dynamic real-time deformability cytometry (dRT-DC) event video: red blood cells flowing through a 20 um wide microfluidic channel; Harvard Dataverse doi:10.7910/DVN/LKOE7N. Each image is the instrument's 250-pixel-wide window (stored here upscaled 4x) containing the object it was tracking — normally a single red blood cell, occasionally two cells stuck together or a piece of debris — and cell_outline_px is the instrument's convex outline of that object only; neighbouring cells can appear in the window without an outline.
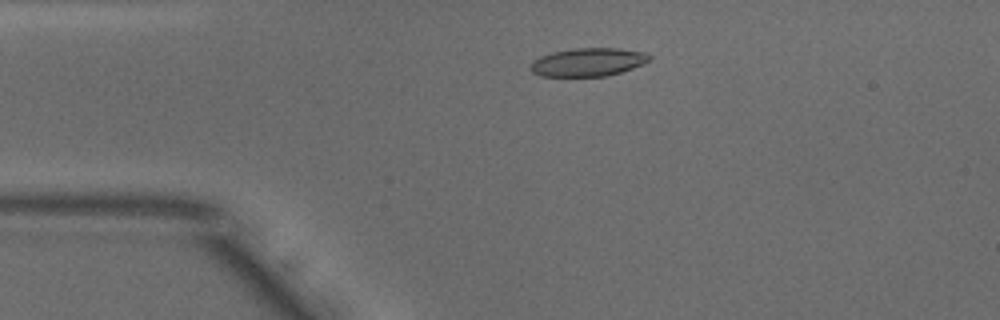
{"species": "common noctule bat (a hibernating species)", "species_latin": "Nyctalus noctula", "temperature_condition": "warm", "stored_images_in_passage": 42, "camera_frame_rate_fps": 3000, "um_per_image_px": 0.085, "animal": {"sex": "male", "body_mass_g": 18.8}, "frame": {"image": 1, "passage_image": 11, "time_ms": 3.333, "image_size_px": [1000, 320], "cell_outline_px": [[652, 60], [644, 64], [608, 76], [540, 76], [532, 72], [528, 68], [532, 60], [540, 56], [552, 52], [576, 48], [616, 48], [648, 52], [652, 56]], "centroid_in_image_um": [50.0, 5.27], "position_along_channel_um": 35.0, "area_um2": 19.88}}
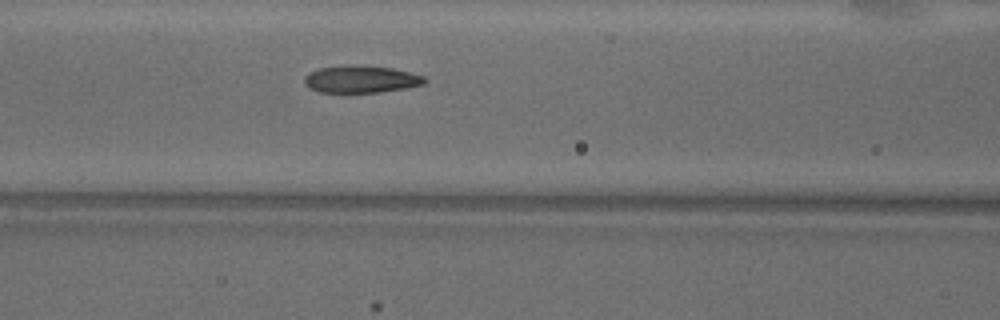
{"frame": {"image": 2, "passage_image": 21, "time_ms": 6.667, "image_size_px": [1000, 320], "cell_outline_px": [[428, 80], [424, 84], [408, 88], [380, 92], [320, 92], [308, 88], [304, 84], [304, 76], [308, 72], [320, 68], [348, 64], [360, 64], [392, 68], [424, 76]], "centroid_in_image_um": [30.67, 6.72], "position_along_channel_um": 135.9, "area_um2": 19.42}}
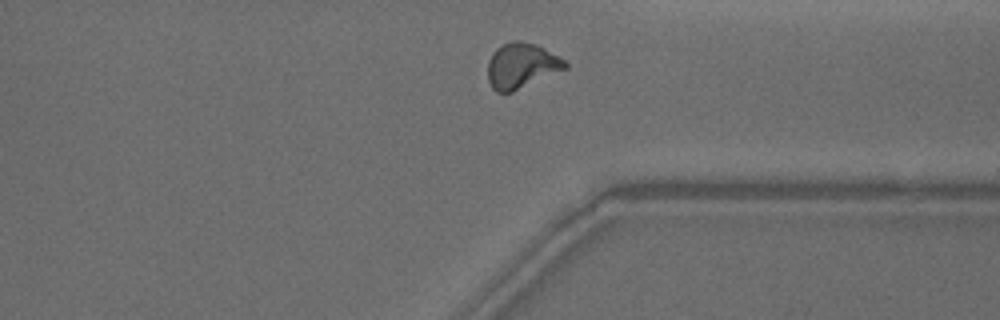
{"frame": {"image": 3, "passage_image": 39, "time_ms": 12.667, "image_size_px": [1000, 320], "cell_outline_px": [[568, 68], [512, 92], [496, 92], [492, 88], [488, 80], [488, 60], [492, 52], [496, 48], [512, 40], [520, 40], [536, 44], [544, 48], [564, 60], [568, 64]], "centroid_in_image_um": [44.31, 5.58], "position_along_channel_um": 367.1, "area_um2": 20.46}, "authors_computed_cell_mechanics": {"area_um2": 19.5942, "velocity_mm_per_s": 3.8886, "shape_relaxation_time_tau1_ms": 10.1615, "shape_relaxation_time_tau2_ms": 1.902, "deformation_change_tau1": 0.2513, "deformation_change_tau2": 0.0868}}